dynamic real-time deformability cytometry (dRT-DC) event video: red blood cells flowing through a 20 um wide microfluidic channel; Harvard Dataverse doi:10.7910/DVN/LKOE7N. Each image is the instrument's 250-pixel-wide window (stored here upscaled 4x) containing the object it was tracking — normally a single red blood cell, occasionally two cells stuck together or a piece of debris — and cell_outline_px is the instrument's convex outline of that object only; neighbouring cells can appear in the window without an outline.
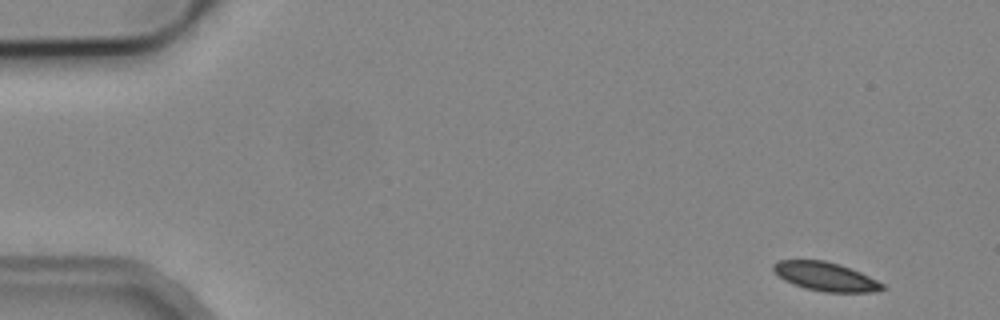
{"species": "common noctule bat (a hibernating species)", "species_latin": "Nyctalus noctula", "temperature_condition": "cold", "stored_images_in_passage": 8, "camera_frame_rate_fps": 3000, "um_per_image_px": 0.085, "animal": {"sex": "male", "body_mass_g": 19.2, "forearm_length_mm": 51.8}, "frame": {"image": 1, "passage_image": 1, "time_ms": 0.0, "image_size_px": [1000, 320], "cell_outline_px": [[888, 288], [872, 292], [824, 292], [804, 288], [792, 284], [784, 280], [772, 268], [772, 264], [780, 260], [824, 260], [840, 264], [860, 272], [884, 284]], "centroid_in_image_um": [70.18, 23.51], "position_along_channel_um": 14.8, "area_um2": 18.26}}
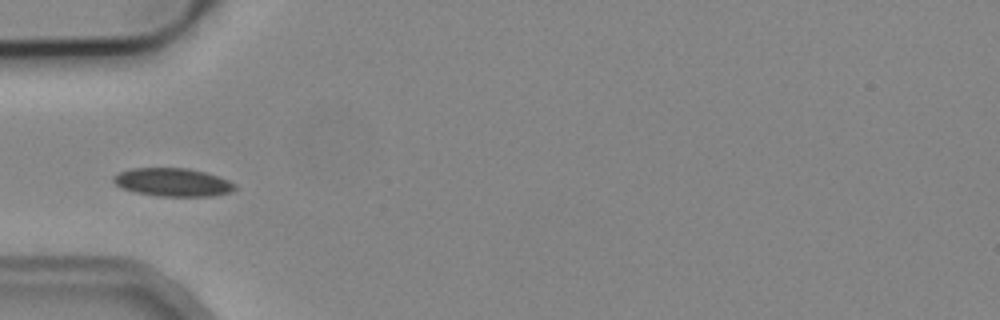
{"frame": {"image": 2, "passage_image": 5, "time_ms": 4.667, "image_size_px": [1000, 320], "cell_outline_px": [[236, 188], [232, 192], [212, 196], [156, 196], [136, 192], [124, 188], [116, 184], [112, 180], [112, 176], [120, 172], [132, 168], [188, 168], [204, 172], [228, 180], [236, 184]], "centroid_in_image_um": [14.7, 15.49], "position_along_channel_um": 70.3, "area_um2": 19.88}}